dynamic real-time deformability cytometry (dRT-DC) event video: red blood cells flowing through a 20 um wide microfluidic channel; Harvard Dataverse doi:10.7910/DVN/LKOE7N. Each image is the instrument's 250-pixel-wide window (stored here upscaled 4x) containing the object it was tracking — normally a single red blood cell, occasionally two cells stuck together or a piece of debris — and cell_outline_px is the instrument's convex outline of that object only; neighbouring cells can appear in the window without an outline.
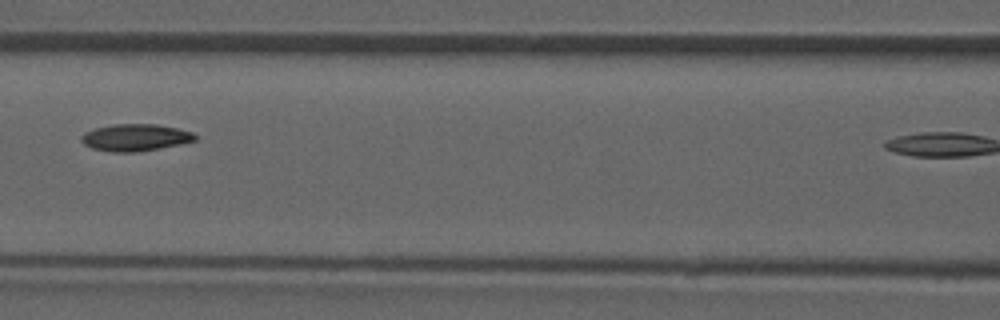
{"species": "common noctule bat (a hibernating species)", "species_latin": "Nyctalus noctula", "temperature_condition": "room temperature", "stored_images_in_passage": 7, "camera_frame_rate_fps": 3000, "um_per_image_px": 0.085, "animal": {"sex": "male", "forearm_length_mm": 52.5}, "frame": {"image": 1, "passage_image": 6, "time_ms": 5.667, "image_size_px": [1000, 320], "cell_outline_px": [[196, 140], [180, 144], [160, 148], [136, 152], [112, 152], [92, 148], [84, 144], [80, 140], [80, 136], [84, 132], [96, 128], [116, 124], [156, 124], [176, 128], [192, 132], [196, 136]], "centroid_in_image_um": [11.48, 11.69], "position_along_channel_um": 155.1, "area_um2": 17.8}}